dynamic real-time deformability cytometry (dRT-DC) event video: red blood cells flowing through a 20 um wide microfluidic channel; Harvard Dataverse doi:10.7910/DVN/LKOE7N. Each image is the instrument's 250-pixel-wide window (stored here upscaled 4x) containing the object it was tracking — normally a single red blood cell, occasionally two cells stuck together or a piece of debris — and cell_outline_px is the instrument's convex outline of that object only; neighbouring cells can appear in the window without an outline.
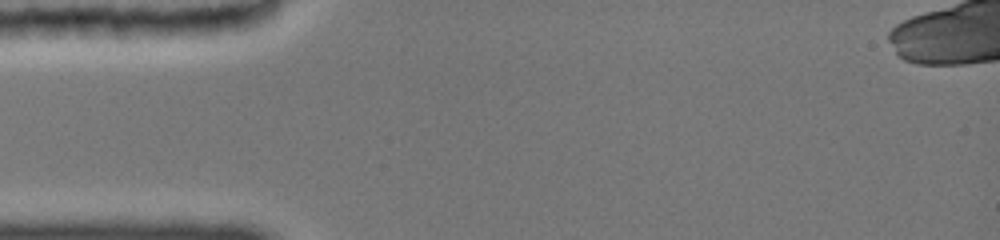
{"species": "common noctule bat (a hibernating species)", "species_latin": "Nyctalus noctula", "temperature_condition": "cold", "stored_images_in_passage": 1, "camera_frame_rate_fps": 3000, "um_per_image_px": 0.085, "animal": {"sex": "female", "body_mass_g": 19.0, "forearm_length_mm": 51.5}, "frame": {"image": 1, "passage_image": 1, "time_ms": 0.0, "image_size_px": [1000, 240], "cell_outline_px": [[116, 24], [112, 36], [48, 40], [16, 28], [32, 20], [104, 20]], "centroid_in_image_um": [5.84, 2.45], "position_along_channel_um": 79.2, "area_um2": 11.21}}